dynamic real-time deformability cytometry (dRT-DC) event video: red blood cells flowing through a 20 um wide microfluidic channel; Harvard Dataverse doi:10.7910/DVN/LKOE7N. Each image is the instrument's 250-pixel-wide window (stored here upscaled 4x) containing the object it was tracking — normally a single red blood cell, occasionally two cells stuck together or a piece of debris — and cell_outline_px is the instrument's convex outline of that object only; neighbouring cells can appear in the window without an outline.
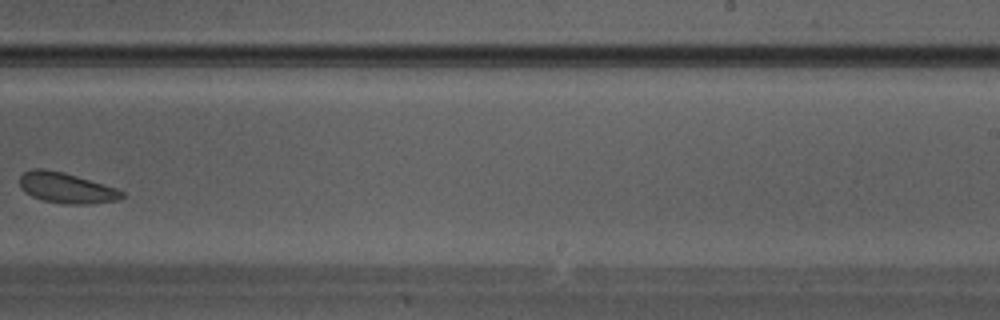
{"species": "Egyptian fruit bat (a non-hibernating species)", "species_latin": "Rousettus aegyptiacus", "temperature_condition": "warm", "stored_images_in_passage": 19, "camera_frame_rate_fps": 3000, "um_per_image_px": 0.085, "animal": {"sex": "male"}, "frame": {"image": 1, "passage_image": 16, "time_ms": 5.0, "image_size_px": [1000, 320], "cell_outline_px": [[124, 196], [120, 200], [88, 204], [64, 204], [44, 200], [32, 196], [24, 192], [20, 188], [20, 176], [24, 172], [32, 168], [44, 168], [64, 172], [116, 188], [124, 192]], "centroid_in_image_um": [5.63, 15.97], "position_along_channel_um": 283.4, "area_um2": 18.26}}